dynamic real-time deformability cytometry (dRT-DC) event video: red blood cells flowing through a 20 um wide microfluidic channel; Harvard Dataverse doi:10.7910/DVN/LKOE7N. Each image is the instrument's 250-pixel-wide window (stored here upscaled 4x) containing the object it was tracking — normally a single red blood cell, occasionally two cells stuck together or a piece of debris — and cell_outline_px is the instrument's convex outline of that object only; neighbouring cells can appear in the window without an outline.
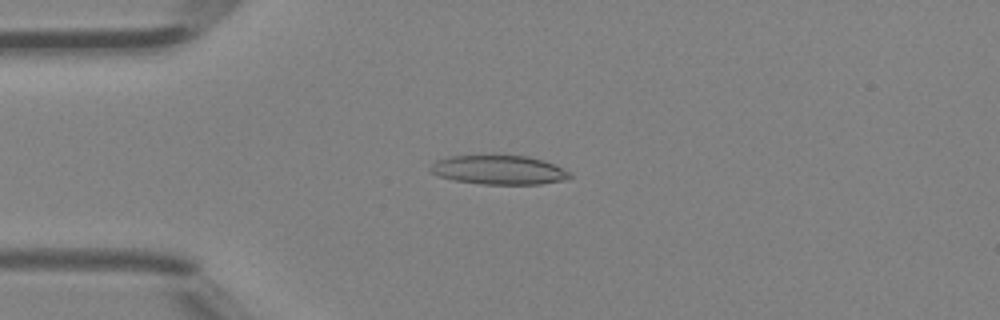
{"species": "Egyptian fruit bat (a non-hibernating species)", "species_latin": "Rousettus aegyptiacus", "temperature_condition": "room temperature", "stored_images_in_passage": 6, "camera_frame_rate_fps": 3000, "um_per_image_px": 0.085, "animal": {"sex": "female"}, "frame": {"image": 1, "passage_image": 4, "time_ms": 1.0, "image_size_px": [1000, 320], "cell_outline_px": [[572, 176], [568, 180], [540, 184], [480, 184], [456, 180], [440, 176], [432, 172], [428, 168], [436, 160], [448, 156], [492, 152], [528, 156], [544, 160], [568, 172]], "centroid_in_image_um": [42.37, 14.39], "position_along_channel_um": 42.6, "area_um2": 24.57}}
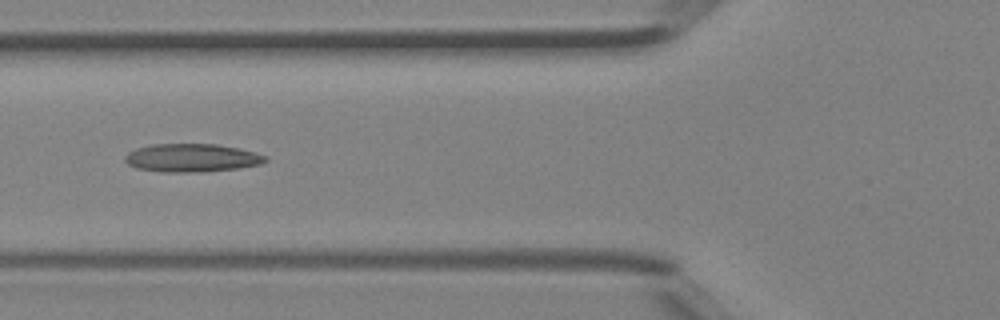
{"frame": {"image": 2, "passage_image": 6, "time_ms": 1.667, "image_size_px": [1000, 320], "cell_outline_px": [[268, 160], [260, 164], [240, 168], [200, 172], [160, 172], [136, 168], [128, 164], [124, 160], [124, 156], [128, 152], [136, 148], [152, 144], [216, 144], [240, 148], [256, 152], [268, 156]], "centroid_in_image_um": [16.31, 13.42], "position_along_channel_um": 109.5, "area_um2": 23.35}}